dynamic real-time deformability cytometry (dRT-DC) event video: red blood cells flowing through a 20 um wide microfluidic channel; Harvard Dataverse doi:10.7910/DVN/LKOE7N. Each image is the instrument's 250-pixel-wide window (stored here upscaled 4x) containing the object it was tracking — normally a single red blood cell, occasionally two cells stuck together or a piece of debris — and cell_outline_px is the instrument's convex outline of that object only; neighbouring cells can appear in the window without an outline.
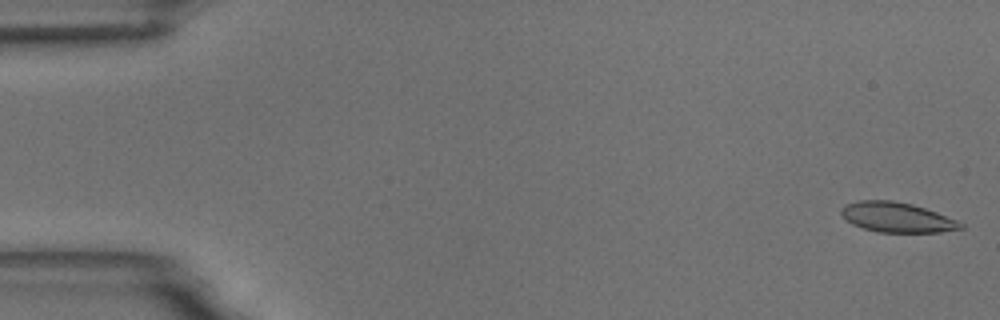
{"species": "common noctule bat (a hibernating species)", "species_latin": "Nyctalus noctula", "temperature_condition": "room temperature", "stored_images_in_passage": 56, "camera_frame_rate_fps": 3000, "um_per_image_px": 0.085, "animal": {"sex": "male", "body_mass_g": 18.8}, "frame": {"image": 1, "passage_image": 1, "time_ms": 0.0, "image_size_px": [1000, 320], "cell_outline_px": [[964, 228], [940, 232], [876, 232], [852, 224], [840, 212], [840, 208], [844, 204], [860, 200], [892, 200], [912, 204], [936, 212], [956, 220], [964, 224]], "centroid_in_image_um": [76.22, 18.47], "position_along_channel_um": 8.8, "area_um2": 20.75}}
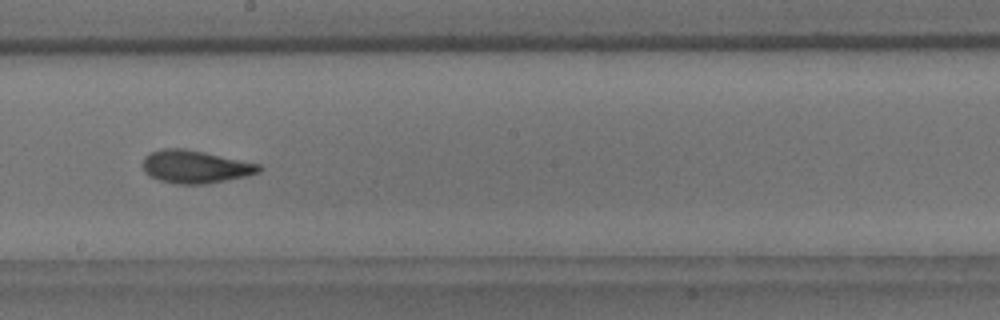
{"frame": {"image": 2, "passage_image": 31, "time_ms": 10.0, "image_size_px": [1000, 320], "cell_outline_px": [[264, 168], [260, 172], [244, 176], [208, 184], [176, 184], [160, 180], [148, 176], [144, 172], [144, 156], [152, 152], [164, 148], [184, 148], [204, 152], [260, 164]], "centroid_in_image_um": [16.6, 14.18], "position_along_channel_um": 231.6, "area_um2": 22.2}}
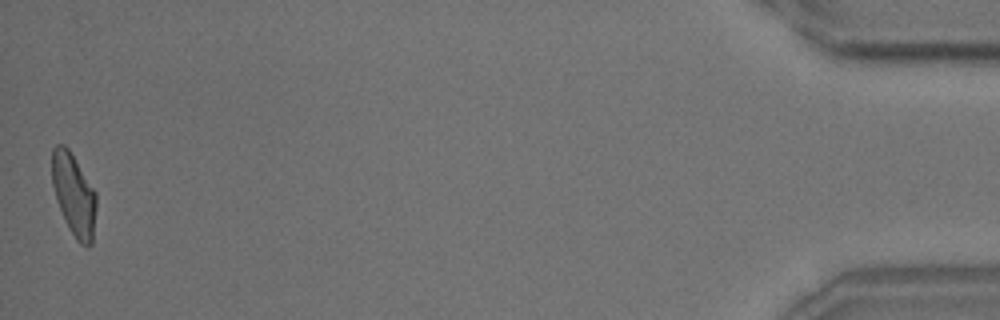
{"frame": {"image": 3, "passage_image": 55, "time_ms": 18.0, "image_size_px": [1000, 320], "cell_outline_px": [[96, 208], [92, 244], [80, 244], [76, 240], [68, 228], [64, 220], [56, 200], [52, 184], [52, 148], [56, 144], [64, 144], [68, 148], [96, 192]], "centroid_in_image_um": [6.26, 16.54], "position_along_channel_um": 428.9, "area_um2": 21.21}}